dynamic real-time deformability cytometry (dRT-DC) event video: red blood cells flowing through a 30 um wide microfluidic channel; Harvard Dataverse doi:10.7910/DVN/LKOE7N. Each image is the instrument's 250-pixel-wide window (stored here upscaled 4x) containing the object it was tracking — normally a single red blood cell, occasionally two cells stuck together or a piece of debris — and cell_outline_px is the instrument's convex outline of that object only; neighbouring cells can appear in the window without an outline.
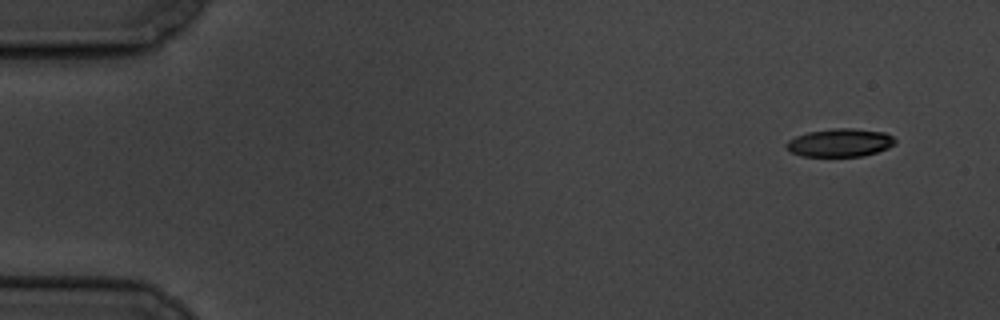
{"species": "common noctule bat (a hibernating species)", "species_latin": "Nyctalus noctula", "temperature_condition": "cold", "stored_images_in_passage": 4, "camera_frame_rate_fps": 3000, "um_per_image_px": 0.085, "animal": {"sex": "male", "body_mass_g": 19.5, "forearm_length_mm": 54.6}, "frame": {"image": 1, "passage_image": 1, "time_ms": 0.0, "image_size_px": [1000, 320], "cell_outline_px": [[896, 144], [888, 148], [864, 156], [804, 156], [792, 152], [784, 144], [788, 140], [796, 136], [808, 132], [832, 128], [852, 128], [884, 132], [892, 136], [896, 140]], "centroid_in_image_um": [71.42, 12.12], "position_along_channel_um": 13.6, "area_um2": 17.8}}
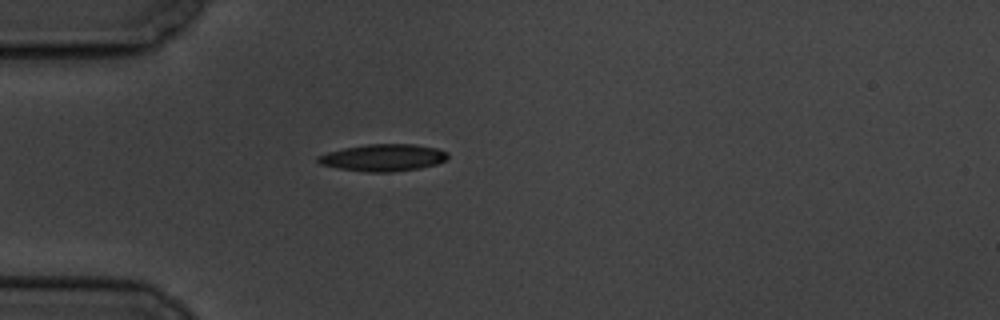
{"frame": {"image": 2, "passage_image": 4, "time_ms": 4.333, "image_size_px": [1000, 320], "cell_outline_px": [[448, 156], [444, 160], [436, 164], [420, 168], [392, 172], [368, 172], [340, 168], [320, 164], [316, 160], [316, 156], [328, 152], [344, 148], [368, 144], [416, 144], [436, 148], [448, 152]], "centroid_in_image_um": [32.57, 13.39], "position_along_channel_um": 52.4, "area_um2": 20.35}}